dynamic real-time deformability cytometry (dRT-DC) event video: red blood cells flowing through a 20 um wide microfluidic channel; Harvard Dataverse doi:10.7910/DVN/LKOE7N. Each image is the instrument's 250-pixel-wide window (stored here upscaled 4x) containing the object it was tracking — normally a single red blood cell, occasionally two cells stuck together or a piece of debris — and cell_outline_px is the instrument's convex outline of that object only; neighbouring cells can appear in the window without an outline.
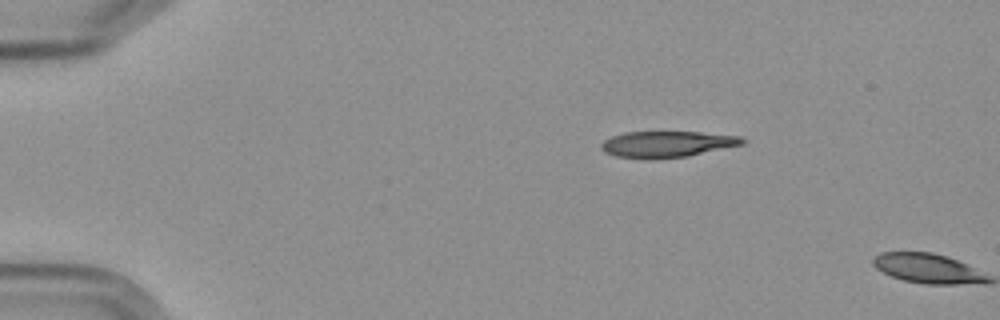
{"species": "Egyptian fruit bat (a non-hibernating species)", "species_latin": "Rousettus aegyptiacus", "temperature_condition": "cold", "stored_images_in_passage": 2, "camera_frame_rate_fps": 3000, "um_per_image_px": 0.085, "frame": {"image": 1, "passage_image": 1, "time_ms": 0.0, "image_size_px": [1000, 320], "cell_outline_px": [[748, 140], [744, 144], [688, 156], [652, 160], [616, 156], [604, 152], [600, 148], [600, 144], [604, 140], [612, 136], [624, 132], [700, 132], [740, 136]], "centroid_in_image_um": [56.69, 12.26], "position_along_channel_um": 28.3, "area_um2": 21.79}}